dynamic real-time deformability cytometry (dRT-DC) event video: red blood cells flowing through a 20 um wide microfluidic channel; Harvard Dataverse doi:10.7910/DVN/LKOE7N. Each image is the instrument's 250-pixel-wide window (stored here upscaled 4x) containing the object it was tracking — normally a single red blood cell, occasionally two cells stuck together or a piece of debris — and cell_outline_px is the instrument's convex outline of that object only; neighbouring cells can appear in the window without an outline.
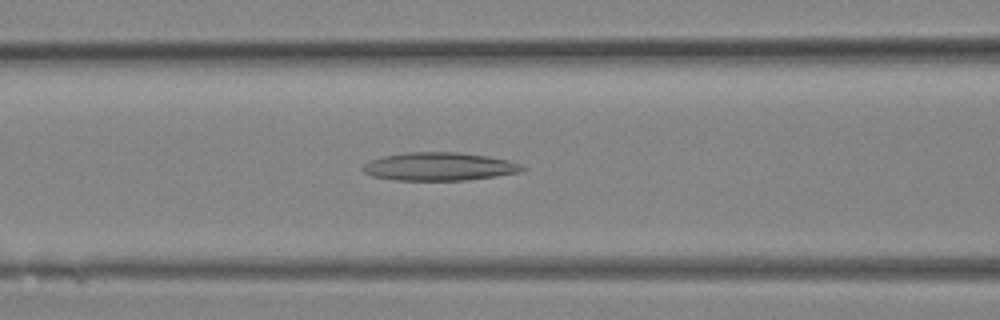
{"species": "Egyptian fruit bat (a non-hibernating species)", "species_latin": "Rousettus aegyptiacus", "temperature_condition": "room temperature", "stored_images_in_passage": 17, "camera_frame_rate_fps": 3000, "um_per_image_px": 0.085, "animal": {"sex": "female"}, "frame": {"image": 1, "passage_image": 8, "time_ms": 2.333, "image_size_px": [1000, 320], "cell_outline_px": [[528, 168], [524, 172], [468, 180], [396, 180], [372, 176], [364, 172], [360, 168], [364, 164], [372, 160], [384, 156], [404, 152], [460, 152], [488, 156], [508, 160], [520, 164]], "centroid_in_image_um": [37.38, 14.15], "position_along_channel_um": 129.2, "area_um2": 26.36}}
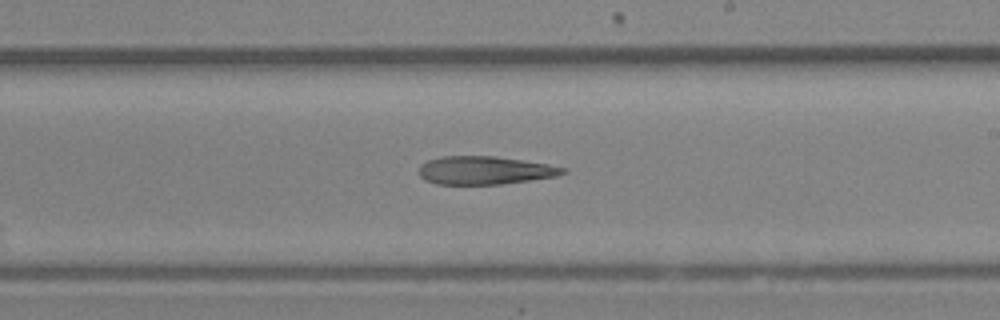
{"frame": {"image": 2, "passage_image": 13, "time_ms": 4.0, "image_size_px": [1000, 320], "cell_outline_px": [[568, 172], [556, 176], [500, 184], [436, 184], [424, 180], [420, 176], [420, 164], [428, 160], [440, 156], [496, 156], [548, 164], [568, 168]], "centroid_in_image_um": [41.2, 14.47], "position_along_channel_um": 247.8, "area_um2": 23.64}}
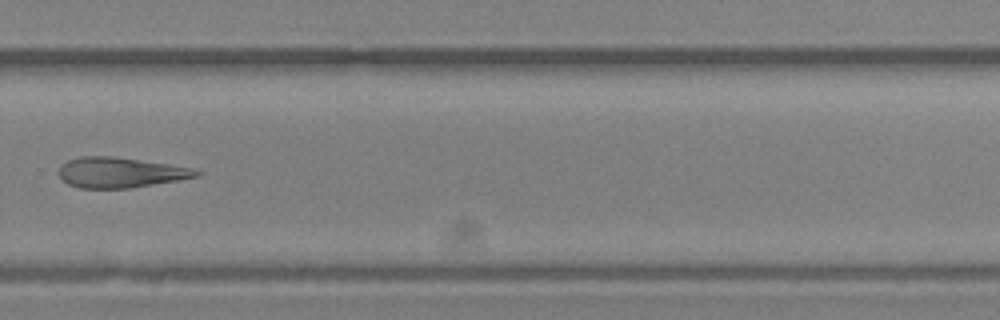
{"frame": {"image": 3, "passage_image": 16, "time_ms": 5.0, "image_size_px": [1000, 320], "cell_outline_px": [[204, 172], [200, 176], [128, 188], [80, 188], [68, 184], [60, 176], [60, 164], [68, 160], [80, 156], [112, 156], [168, 164], [192, 168]], "centroid_in_image_um": [10.22, 14.65], "position_along_channel_um": 319.6, "area_um2": 24.04}}